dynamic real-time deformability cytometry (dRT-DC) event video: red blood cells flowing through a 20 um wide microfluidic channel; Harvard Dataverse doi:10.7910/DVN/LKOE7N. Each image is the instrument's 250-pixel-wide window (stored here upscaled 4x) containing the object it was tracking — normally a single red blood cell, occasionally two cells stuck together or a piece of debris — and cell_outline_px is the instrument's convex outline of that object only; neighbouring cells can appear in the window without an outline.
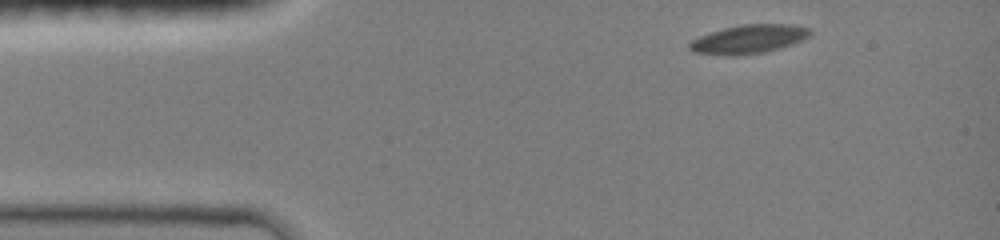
{"species": "common noctule bat (a hibernating species)", "species_latin": "Nyctalus noctula", "temperature_condition": "room temperature", "stored_images_in_passage": 6, "camera_frame_rate_fps": 3000, "um_per_image_px": 0.085, "animal": {"sex": "female", "body_mass_g": 19.0, "forearm_length_mm": 51.5}, "frame": {"image": 1, "passage_image": 1, "time_ms": 0.0, "image_size_px": [1000, 240], "cell_outline_px": [[812, 32], [808, 36], [800, 40], [764, 52], [692, 52], [688, 48], [688, 44], [692, 40], [700, 36], [724, 28], [740, 24], [792, 24], [812, 28]], "centroid_in_image_um": [63.7, 3.25], "position_along_channel_um": 21.3, "area_um2": 18.9}}
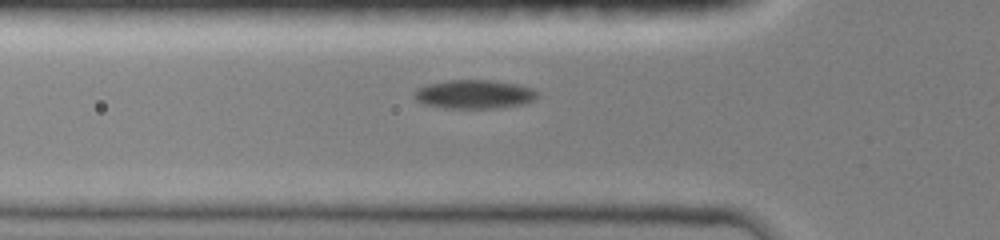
{"frame": {"image": 2, "passage_image": 5, "time_ms": 1.333, "image_size_px": [1000, 240], "cell_outline_px": [[540, 96], [536, 100], [524, 104], [496, 108], [444, 108], [424, 104], [416, 100], [416, 88], [428, 84], [448, 80], [496, 80], [516, 84], [532, 88]], "centroid_in_image_um": [40.36, 8.01], "position_along_channel_um": 85.4, "area_um2": 20.75}}